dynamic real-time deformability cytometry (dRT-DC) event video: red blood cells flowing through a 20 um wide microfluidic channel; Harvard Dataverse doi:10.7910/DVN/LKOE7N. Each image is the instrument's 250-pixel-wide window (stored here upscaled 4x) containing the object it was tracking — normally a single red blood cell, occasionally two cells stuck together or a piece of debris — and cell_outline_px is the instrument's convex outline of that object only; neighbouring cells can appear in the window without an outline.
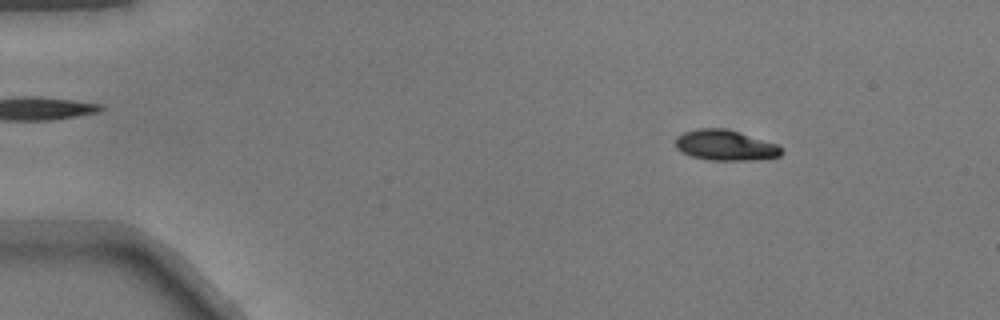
{"species": "common noctule bat (a hibernating species)", "species_latin": "Nyctalus noctula", "temperature_condition": "warm", "stored_images_in_passage": 50, "camera_frame_rate_fps": 3000, "um_per_image_px": 0.085, "animal": {"sex": "male", "body_mass_g": 17.9}, "frame": {"image": 1, "passage_image": 7, "time_ms": 2.0, "image_size_px": [1000, 320], "cell_outline_px": [[784, 152], [780, 156], [752, 160], [708, 160], [692, 156], [676, 148], [676, 136], [684, 132], [700, 128], [728, 128], [776, 144]], "centroid_in_image_um": [61.65, 12.34], "position_along_channel_um": 23.4, "area_um2": 18.73}}
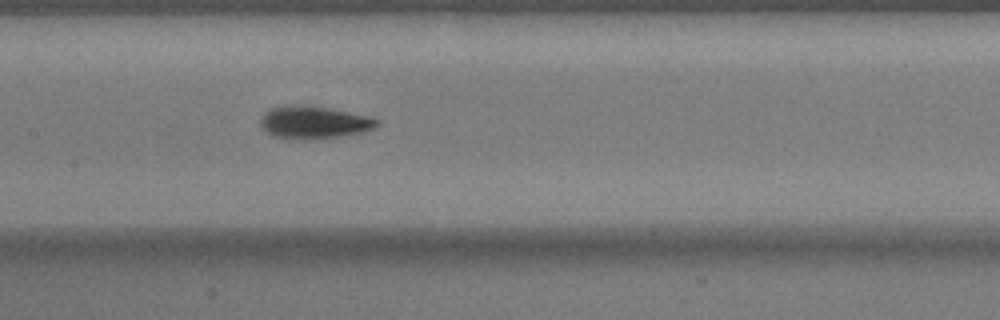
{"frame": {"image": 2, "passage_image": 25, "time_ms": 8.0, "image_size_px": [1000, 320], "cell_outline_px": [[380, 124], [376, 128], [344, 136], [296, 140], [288, 140], [272, 136], [260, 124], [260, 120], [264, 112], [272, 108], [288, 104], [328, 108], [368, 116], [380, 120]], "centroid_in_image_um": [26.67, 10.42], "position_along_channel_um": 180.7, "area_um2": 22.14}}
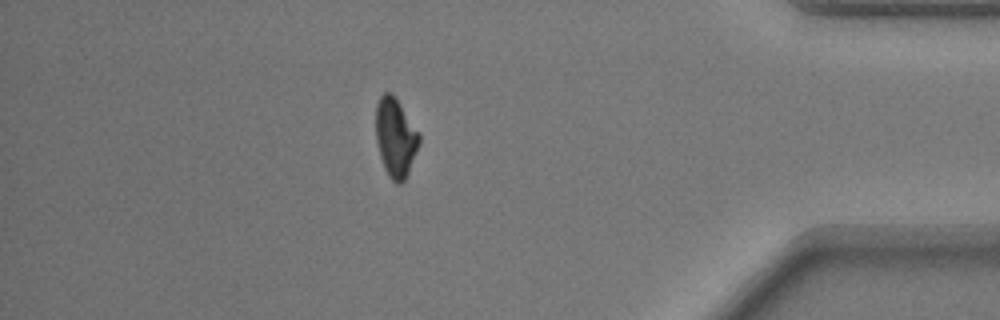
{"frame": {"image": 3, "passage_image": 44, "time_ms": 14.333, "image_size_px": [1000, 320], "cell_outline_px": [[420, 144], [408, 172], [404, 180], [400, 184], [396, 184], [388, 176], [384, 168], [380, 156], [376, 140], [376, 104], [380, 96], [384, 92], [392, 92], [420, 132]], "centroid_in_image_um": [33.62, 11.67], "position_along_channel_um": 401.6, "area_um2": 20.11}}